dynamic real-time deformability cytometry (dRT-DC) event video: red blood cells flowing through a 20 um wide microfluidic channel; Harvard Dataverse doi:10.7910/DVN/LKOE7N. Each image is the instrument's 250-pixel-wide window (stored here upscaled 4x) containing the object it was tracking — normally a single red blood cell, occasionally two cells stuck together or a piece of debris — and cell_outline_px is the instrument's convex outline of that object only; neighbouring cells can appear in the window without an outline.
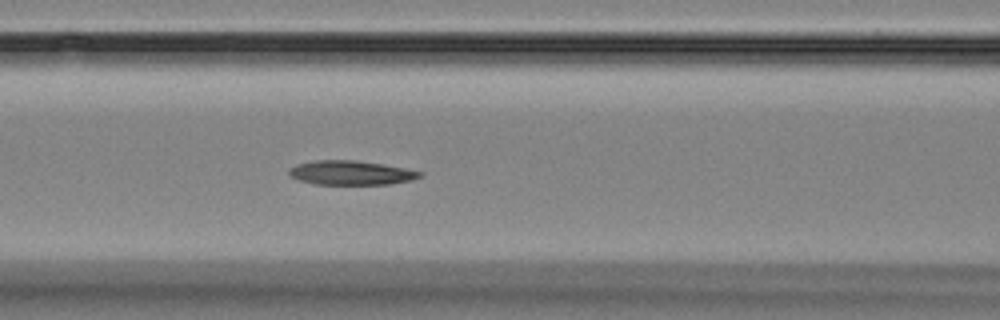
{"species": "Egyptian fruit bat (a non-hibernating species)", "species_latin": "Rousettus aegyptiacus", "temperature_condition": "room temperature", "stored_images_in_passage": 7, "camera_frame_rate_fps": 3000, "um_per_image_px": 0.085, "animal": {"sex": "female"}, "frame": {"image": 1, "passage_image": 7, "time_ms": 7.0, "image_size_px": [1000, 320], "cell_outline_px": [[424, 176], [412, 180], [388, 184], [316, 184], [300, 180], [288, 176], [288, 172], [296, 164], [312, 160], [356, 160], [384, 164], [424, 172]], "centroid_in_image_um": [29.85, 14.68], "position_along_channel_um": 136.7, "area_um2": 18.55}}